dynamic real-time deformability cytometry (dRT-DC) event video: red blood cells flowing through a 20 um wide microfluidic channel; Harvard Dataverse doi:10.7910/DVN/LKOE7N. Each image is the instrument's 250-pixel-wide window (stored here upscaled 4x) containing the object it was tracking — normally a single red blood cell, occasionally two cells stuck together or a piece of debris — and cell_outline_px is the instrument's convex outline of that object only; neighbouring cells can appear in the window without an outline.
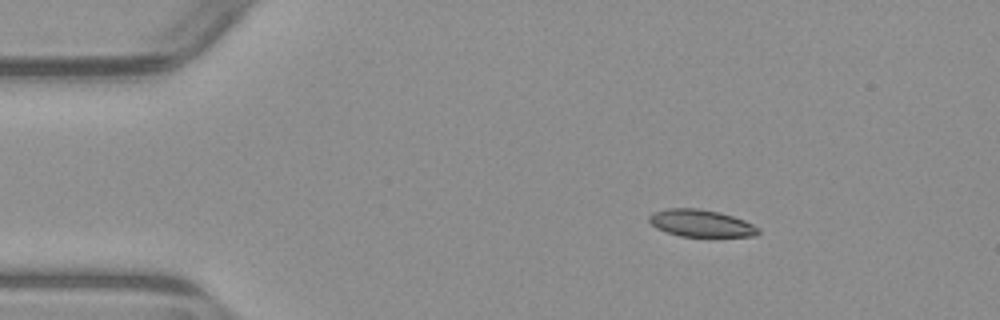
{"species": "common noctule bat (a hibernating species)", "species_latin": "Nyctalus noctula", "temperature_condition": "warm", "stored_images_in_passage": 8, "camera_frame_rate_fps": 3000, "um_per_image_px": 0.085, "animal": {"sex": "male", "body_mass_g": 23.1, "forearm_length_mm": 52.7}, "frame": {"image": 1, "passage_image": 8, "time_ms": 2.333, "image_size_px": [1000, 320], "cell_outline_px": [[760, 232], [756, 236], [680, 236], [656, 228], [648, 220], [648, 216], [652, 212], [668, 208], [700, 208], [720, 212], [744, 220], [760, 228]], "centroid_in_image_um": [59.58, 18.96], "position_along_channel_um": 25.4, "area_um2": 17.28}}